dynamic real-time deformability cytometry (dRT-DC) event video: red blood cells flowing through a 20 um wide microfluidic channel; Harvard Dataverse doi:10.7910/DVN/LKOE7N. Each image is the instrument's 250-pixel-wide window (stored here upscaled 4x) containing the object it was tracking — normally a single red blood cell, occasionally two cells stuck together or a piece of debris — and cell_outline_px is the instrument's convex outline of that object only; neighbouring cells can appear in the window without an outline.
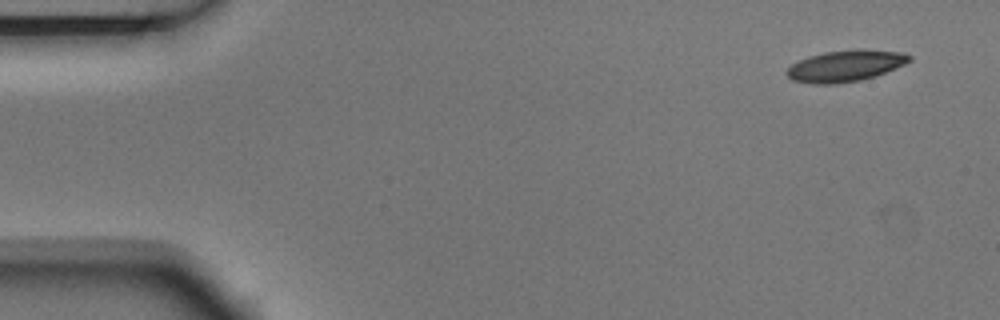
{"species": "Egyptian fruit bat (a non-hibernating species)", "species_latin": "Rousettus aegyptiacus", "temperature_condition": "room temperature", "stored_images_in_passage": 3, "camera_frame_rate_fps": 3000, "um_per_image_px": 0.085, "animal": {"sex": "male"}, "frame": {"image": 1, "passage_image": 1, "time_ms": 0.0, "image_size_px": [1000, 320], "cell_outline_px": [[912, 60], [904, 64], [884, 72], [860, 80], [832, 84], [812, 84], [792, 80], [784, 72], [792, 64], [808, 56], [824, 52], [856, 48], [864, 48], [900, 52], [912, 56]], "centroid_in_image_um": [71.84, 5.58], "position_along_channel_um": 13.2, "area_um2": 22.43}}